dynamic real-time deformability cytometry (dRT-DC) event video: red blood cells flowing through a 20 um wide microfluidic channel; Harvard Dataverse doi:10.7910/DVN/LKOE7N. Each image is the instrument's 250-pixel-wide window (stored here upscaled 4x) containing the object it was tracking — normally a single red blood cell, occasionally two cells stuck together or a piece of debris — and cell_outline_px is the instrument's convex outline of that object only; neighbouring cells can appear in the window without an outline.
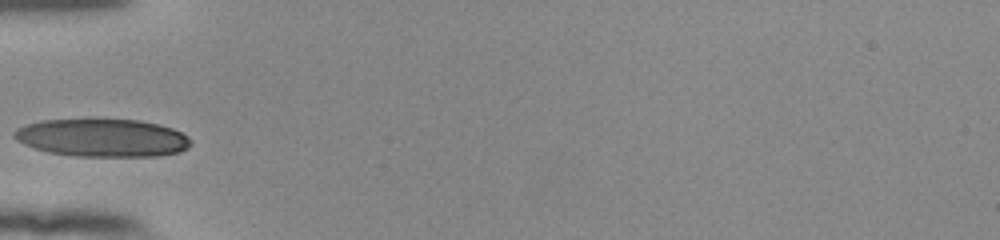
{"species": "human", "species_latin": "Homo sapiens", "temperature_condition": "room temperature", "stored_images_in_passage": 10, "camera_frame_rate_fps": 3000, "um_per_image_px": 0.085, "donor": {"sex": "female"}, "frame": {"image": 1, "passage_image": 1, "time_ms": 0.0, "image_size_px": [1000, 240], "cell_outline_px": [[192, 144], [188, 148], [180, 152], [156, 156], [76, 156], [48, 152], [24, 144], [16, 140], [12, 136], [12, 132], [16, 128], [28, 124], [44, 120], [140, 120], [160, 124], [172, 128], [188, 136], [192, 140]], "centroid_in_image_um": [8.73, 11.72], "position_along_channel_um": 76.3, "area_um2": 38.96}}
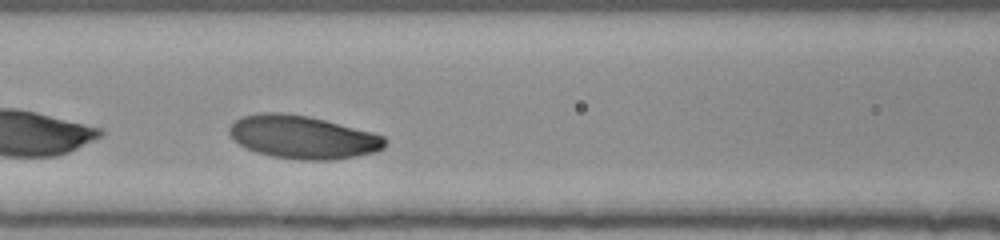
{"frame": {"image": 2, "passage_image": 6, "time_ms": 1.667, "image_size_px": [1000, 240], "cell_outline_px": [[384, 148], [376, 152], [356, 156], [332, 160], [304, 160], [272, 156], [256, 152], [240, 144], [228, 132], [228, 128], [240, 116], [260, 112], [284, 112], [308, 116], [372, 132], [384, 136]], "centroid_in_image_um": [25.72, 11.65], "position_along_channel_um": 140.9, "area_um2": 38.9}}
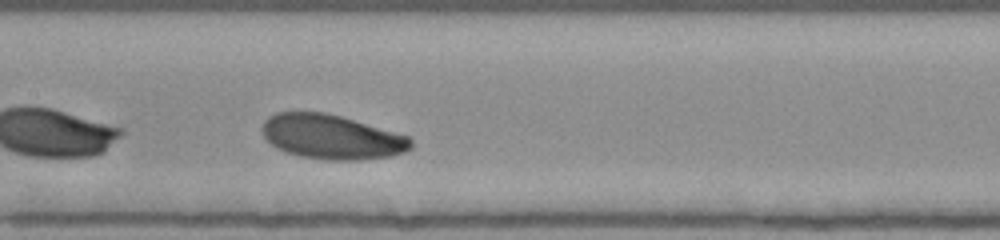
{"frame": {"image": 3, "passage_image": 9, "time_ms": 2.667, "image_size_px": [1000, 240], "cell_outline_px": [[412, 148], [404, 152], [392, 156], [360, 160], [324, 160], [300, 156], [276, 148], [264, 136], [260, 128], [264, 120], [268, 116], [276, 112], [324, 112], [340, 116], [408, 136], [412, 140]], "centroid_in_image_um": [28.16, 11.64], "position_along_channel_um": 179.2, "area_um2": 38.55}}